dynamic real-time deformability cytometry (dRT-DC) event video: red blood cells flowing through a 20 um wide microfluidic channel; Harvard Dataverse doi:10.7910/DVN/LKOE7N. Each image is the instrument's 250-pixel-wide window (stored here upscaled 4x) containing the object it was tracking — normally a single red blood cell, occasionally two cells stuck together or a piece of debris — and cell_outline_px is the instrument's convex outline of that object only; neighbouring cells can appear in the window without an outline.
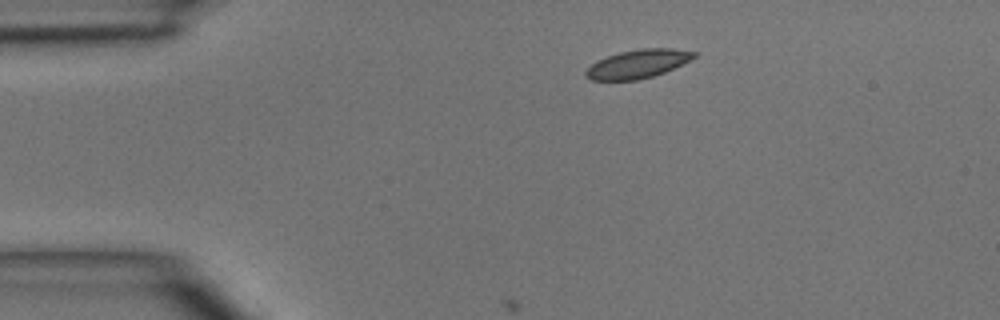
{"species": "common noctule bat (a hibernating species)", "species_latin": "Nyctalus noctula", "temperature_condition": "room temperature", "stored_images_in_passage": 3, "camera_frame_rate_fps": 3000, "um_per_image_px": 0.085, "animal": {"sex": "male", "body_mass_g": 15.6}, "frame": {"image": 1, "passage_image": 1, "time_ms": 0.0, "image_size_px": [1000, 320], "cell_outline_px": [[700, 52], [692, 60], [664, 72], [652, 76], [636, 80], [588, 80], [584, 76], [584, 72], [596, 60], [620, 52], [640, 48], [672, 48]], "centroid_in_image_um": [54.23, 5.42], "position_along_channel_um": 30.8, "area_um2": 18.15}}